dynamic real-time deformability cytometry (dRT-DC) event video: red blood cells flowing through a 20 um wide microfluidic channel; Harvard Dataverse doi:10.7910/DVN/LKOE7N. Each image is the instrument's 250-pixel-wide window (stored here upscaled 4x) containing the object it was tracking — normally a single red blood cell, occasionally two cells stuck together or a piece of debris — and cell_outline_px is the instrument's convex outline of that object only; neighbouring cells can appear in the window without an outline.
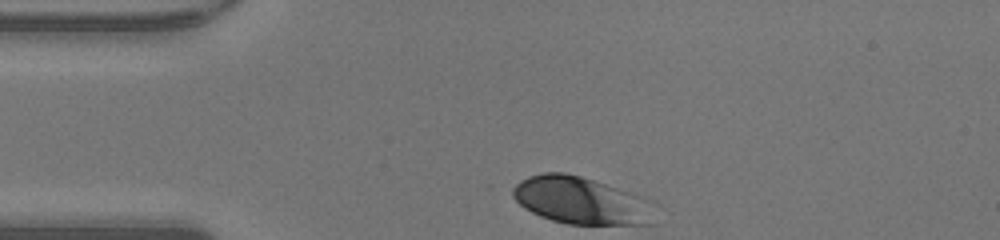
{"species": "human", "species_latin": "Homo sapiens", "temperature_condition": "warm", "stored_images_in_passage": 29, "camera_frame_rate_fps": 3000, "um_per_image_px": 0.085, "donor": {"sex": "male"}, "frame": {"image": 1, "passage_image": 1, "time_ms": 0.0, "image_size_px": [1000, 240], "cell_outline_px": [[656, 224], [568, 224], [552, 220], [540, 216], [524, 208], [512, 196], [512, 188], [520, 180], [528, 176], [544, 172], [564, 172], [580, 176], [648, 196], [652, 200]], "centroid_in_image_um": [49.46, 17.04], "position_along_channel_um": 35.5, "area_um2": 39.77}}
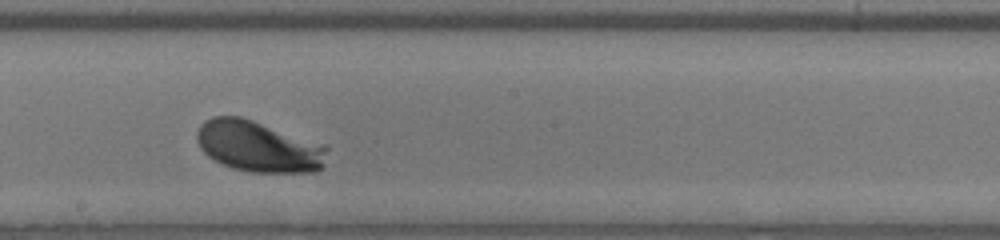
{"frame": {"image": 2, "passage_image": 17, "time_ms": 5.333, "image_size_px": [1000, 240], "cell_outline_px": [[328, 148], [324, 168], [316, 172], [252, 172], [232, 168], [208, 156], [200, 148], [196, 140], [196, 132], [200, 124], [204, 120], [212, 116], [240, 116], [328, 144]], "centroid_in_image_um": [22.02, 12.44], "position_along_channel_um": 226.2, "area_um2": 39.36}}
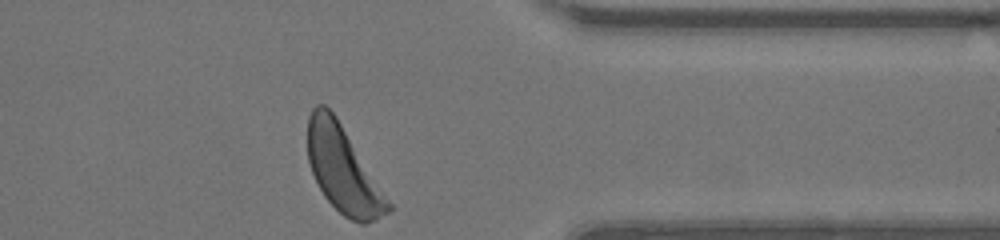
{"frame": {"image": 3, "passage_image": 29, "time_ms": 9.333, "image_size_px": [1000, 240], "cell_outline_px": [[392, 208], [388, 212], [376, 220], [364, 224], [360, 224], [344, 216], [324, 196], [312, 172], [308, 160], [308, 116], [312, 108], [316, 104], [324, 104], [336, 116], [392, 204]], "centroid_in_image_um": [29.16, 14.42], "position_along_channel_um": 382.2, "area_um2": 39.88}, "authors_computed_cell_mechanics": {"area_um2": 38.0902, "velocity_mm_per_s": 4.248, "shape_relaxation_time_tau1_ms": 1.6672, "shape_relaxation_time_tau2_ms": 7.2629, "deformation_change_tau1": 0.1381, "deformation_change_tau2": 0.2386}}